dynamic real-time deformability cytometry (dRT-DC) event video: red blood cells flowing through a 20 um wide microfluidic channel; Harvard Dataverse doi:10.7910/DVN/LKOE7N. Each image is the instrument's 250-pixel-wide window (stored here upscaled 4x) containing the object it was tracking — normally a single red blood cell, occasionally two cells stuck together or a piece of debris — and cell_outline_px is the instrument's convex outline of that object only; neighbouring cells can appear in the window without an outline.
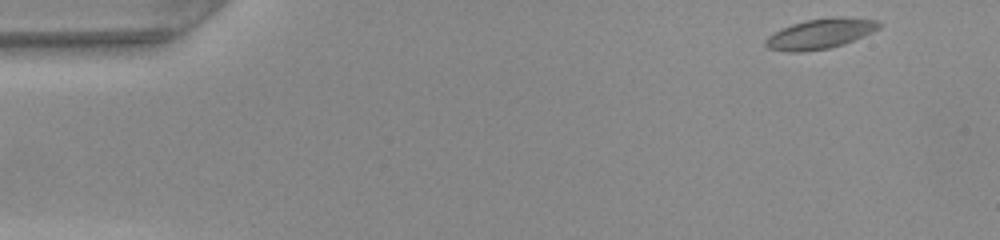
{"species": "common noctule bat (a hibernating species)", "species_latin": "Nyctalus noctula", "temperature_condition": "warm", "stored_images_in_passage": 12, "camera_frame_rate_fps": 3000, "um_per_image_px": 0.085, "animal": {"sex": "female", "body_mass_g": 22.0, "forearm_length_mm": 56.7}, "frame": {"image": 1, "passage_image": 1, "time_ms": 0.0, "image_size_px": [1000, 240], "cell_outline_px": [[864, 28], [856, 36], [848, 40], [824, 48], [776, 48], [768, 44], [768, 40], [772, 36], [796, 24], [812, 20], [860, 20], [864, 24]], "centroid_in_image_um": [69.42, 2.9], "position_along_channel_um": 15.6, "area_um2": 14.57}}